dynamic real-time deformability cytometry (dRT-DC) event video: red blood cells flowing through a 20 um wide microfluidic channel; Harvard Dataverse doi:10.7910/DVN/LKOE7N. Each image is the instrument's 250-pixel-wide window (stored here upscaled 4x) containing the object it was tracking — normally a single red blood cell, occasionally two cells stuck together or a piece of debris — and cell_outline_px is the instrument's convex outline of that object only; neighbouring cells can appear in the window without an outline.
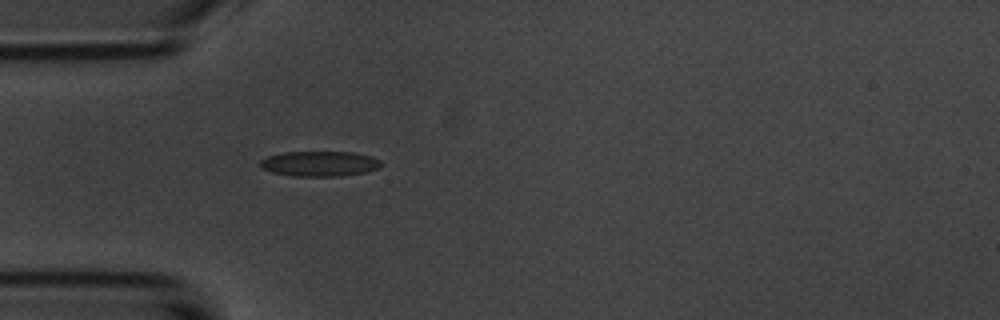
{"species": "common noctule bat (a hibernating species)", "species_latin": "Nyctalus noctula", "temperature_condition": "room temperature", "stored_images_in_passage": 3, "camera_frame_rate_fps": 3000, "um_per_image_px": 0.085, "animal": {"sex": "male", "body_mass_g": 20.1, "forearm_length_mm": 53.5}, "frame": {"image": 1, "passage_image": 3, "time_ms": 2.333, "image_size_px": [1000, 320], "cell_outline_px": [[380, 168], [368, 172], [340, 176], [292, 176], [272, 172], [260, 168], [260, 160], [268, 156], [284, 152], [352, 152], [372, 156], [380, 160]], "centroid_in_image_um": [27.17, 13.92], "position_along_channel_um": 57.8, "area_um2": 17.86}}